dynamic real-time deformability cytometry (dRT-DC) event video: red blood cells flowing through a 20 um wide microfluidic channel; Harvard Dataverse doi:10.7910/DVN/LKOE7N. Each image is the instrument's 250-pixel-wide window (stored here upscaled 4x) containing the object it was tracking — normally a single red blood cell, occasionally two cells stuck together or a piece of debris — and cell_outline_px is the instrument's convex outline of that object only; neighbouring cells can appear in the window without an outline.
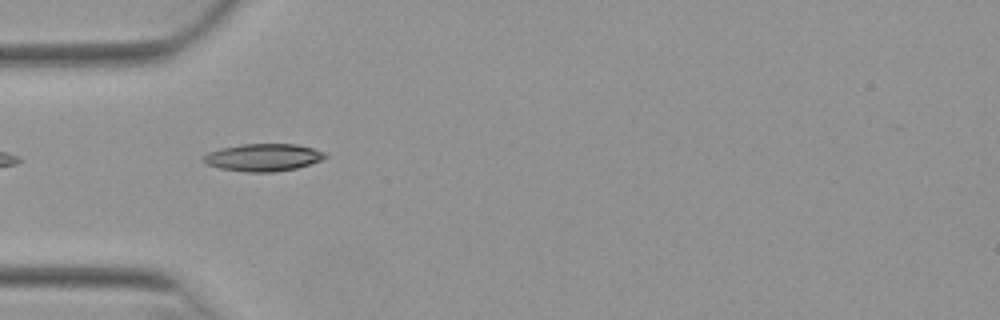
{"species": "Egyptian fruit bat (a non-hibernating species)", "species_latin": "Rousettus aegyptiacus", "temperature_condition": "warm", "stored_images_in_passage": 4, "camera_frame_rate_fps": 3000, "um_per_image_px": 0.085, "animal": {"sex": "female"}, "frame": {"image": 1, "passage_image": 1, "time_ms": 0.0, "image_size_px": [1000, 320], "cell_outline_px": [[328, 156], [320, 160], [296, 168], [272, 172], [244, 172], [220, 168], [208, 164], [204, 160], [204, 156], [208, 152], [220, 148], [240, 144], [296, 144], [312, 148], [324, 152]], "centroid_in_image_um": [22.36, 13.37], "position_along_channel_um": 62.6, "area_um2": 19.25}}